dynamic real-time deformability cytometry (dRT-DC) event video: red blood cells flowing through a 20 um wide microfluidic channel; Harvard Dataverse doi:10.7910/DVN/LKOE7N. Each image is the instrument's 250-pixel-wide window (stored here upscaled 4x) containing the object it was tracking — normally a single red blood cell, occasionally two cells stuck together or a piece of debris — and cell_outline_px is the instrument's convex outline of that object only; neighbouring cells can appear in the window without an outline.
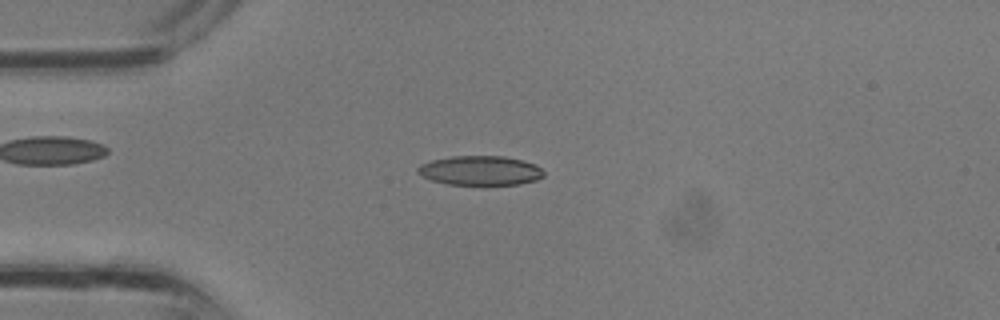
{"species": "common noctule bat (a hibernating species)", "species_latin": "Nyctalus noctula", "temperature_condition": "room temperature", "stored_images_in_passage": 33, "camera_frame_rate_fps": 3000, "um_per_image_px": 0.085, "animal": {"sex": "male", "body_mass_g": 13.3}, "frame": {"image": 1, "passage_image": 8, "time_ms": 2.333, "image_size_px": [1000, 320], "cell_outline_px": [[544, 176], [536, 180], [520, 184], [448, 184], [432, 180], [416, 172], [416, 168], [420, 164], [432, 160], [452, 156], [504, 156], [536, 164], [544, 172]], "centroid_in_image_um": [40.82, 14.49], "position_along_channel_um": 44.2, "area_um2": 21.44}}
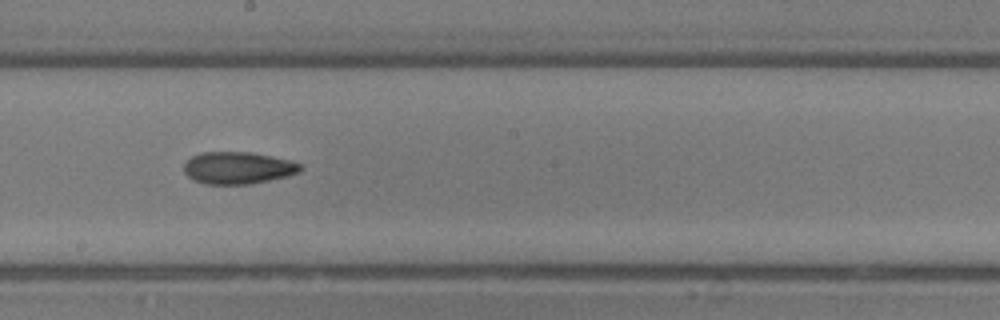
{"frame": {"image": 2, "passage_image": 18, "time_ms": 5.667, "image_size_px": [1000, 320], "cell_outline_px": [[304, 168], [300, 172], [288, 176], [248, 184], [204, 184], [192, 180], [184, 172], [184, 164], [192, 156], [200, 152], [248, 152], [272, 156], [292, 160], [300, 164]], "centroid_in_image_um": [20.23, 14.27], "position_along_channel_um": 228.0, "area_um2": 21.91}}
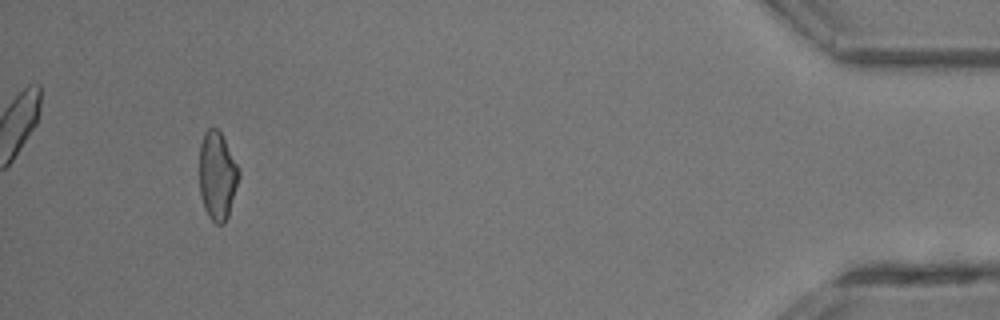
{"frame": {"image": 3, "passage_image": 31, "time_ms": 10.0, "image_size_px": [1000, 320], "cell_outline_px": [[240, 176], [228, 216], [224, 224], [216, 224], [208, 216], [204, 208], [200, 192], [200, 144], [204, 132], [208, 128], [216, 128], [220, 132], [240, 172]], "centroid_in_image_um": [18.46, 14.97], "position_along_channel_um": 416.7, "area_um2": 20.06}}